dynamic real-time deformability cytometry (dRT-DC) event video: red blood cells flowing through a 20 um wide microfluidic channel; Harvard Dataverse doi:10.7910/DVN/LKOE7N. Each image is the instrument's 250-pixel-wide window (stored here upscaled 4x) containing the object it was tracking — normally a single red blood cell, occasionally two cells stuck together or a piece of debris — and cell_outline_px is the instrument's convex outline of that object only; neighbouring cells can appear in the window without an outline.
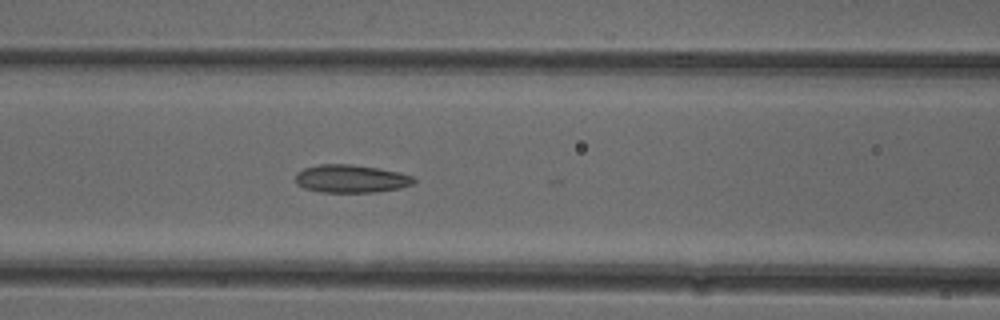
{"species": "common noctule bat (a hibernating species)", "species_latin": "Nyctalus noctula", "temperature_condition": "cold", "stored_images_in_passage": 23, "camera_frame_rate_fps": 3000, "um_per_image_px": 0.085, "animal": {"sex": "female"}, "frame": {"image": 1, "passage_image": 22, "time_ms": 7.0, "image_size_px": [1000, 320], "cell_outline_px": [[416, 180], [412, 184], [400, 188], [376, 192], [320, 192], [304, 188], [296, 184], [296, 172], [304, 168], [320, 164], [352, 164], [400, 172], [412, 176]], "centroid_in_image_um": [29.82, 15.19], "position_along_channel_um": 136.8, "area_um2": 19.31}}